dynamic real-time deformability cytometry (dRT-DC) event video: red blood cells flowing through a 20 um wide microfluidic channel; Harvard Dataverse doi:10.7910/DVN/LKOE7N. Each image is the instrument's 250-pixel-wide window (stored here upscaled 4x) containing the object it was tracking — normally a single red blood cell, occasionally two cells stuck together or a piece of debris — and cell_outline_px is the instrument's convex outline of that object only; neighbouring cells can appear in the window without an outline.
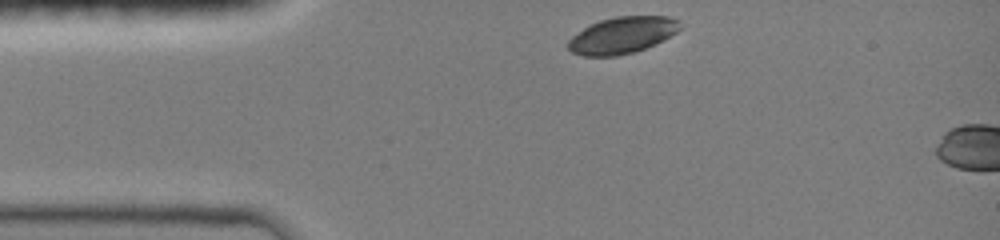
{"species": "common noctule bat (a hibernating species)", "species_latin": "Nyctalus noctula", "temperature_condition": "room temperature", "stored_images_in_passage": 3, "camera_frame_rate_fps": 3000, "um_per_image_px": 0.085, "animal": {"sex": "female", "body_mass_g": 19.0, "forearm_length_mm": 51.5}, "frame": {"image": 1, "passage_image": 1, "time_ms": 0.0, "image_size_px": [1000, 240], "cell_outline_px": [[680, 28], [676, 32], [664, 40], [644, 48], [632, 52], [616, 56], [584, 56], [572, 52], [568, 48], [568, 40], [572, 36], [584, 28], [600, 20], [616, 16], [668, 16], [680, 20]], "centroid_in_image_um": [52.89, 2.98], "position_along_channel_um": 32.1, "area_um2": 23.7}}